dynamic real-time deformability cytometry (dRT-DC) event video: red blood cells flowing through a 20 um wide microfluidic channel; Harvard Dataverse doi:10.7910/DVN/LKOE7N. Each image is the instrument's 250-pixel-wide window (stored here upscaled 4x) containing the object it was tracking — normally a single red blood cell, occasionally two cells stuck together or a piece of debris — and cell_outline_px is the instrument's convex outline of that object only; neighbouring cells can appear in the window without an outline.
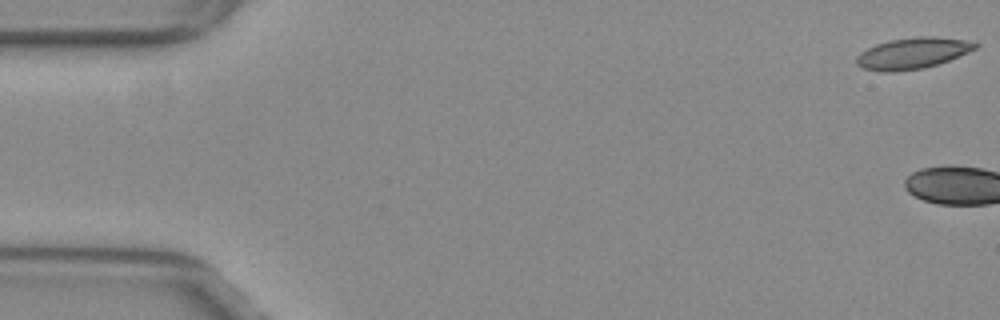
{"species": "common noctule bat (a hibernating species)", "species_latin": "Nyctalus noctula", "temperature_condition": "warm", "stored_images_in_passage": 4, "camera_frame_rate_fps": 3000, "um_per_image_px": 0.085, "animal": {"sex": "female", "body_mass_g": 29.2, "forearm_length_mm": 56.3}, "frame": {"image": 1, "passage_image": 1, "time_ms": 0.0, "image_size_px": [1000, 320], "cell_outline_px": [[980, 44], [976, 48], [968, 52], [948, 60], [924, 68], [892, 72], [880, 72], [860, 68], [856, 64], [856, 56], [860, 52], [876, 44], [888, 40], [916, 36], [936, 36], [976, 40]], "centroid_in_image_um": [77.58, 4.51], "position_along_channel_um": 7.4, "area_um2": 22.02}}